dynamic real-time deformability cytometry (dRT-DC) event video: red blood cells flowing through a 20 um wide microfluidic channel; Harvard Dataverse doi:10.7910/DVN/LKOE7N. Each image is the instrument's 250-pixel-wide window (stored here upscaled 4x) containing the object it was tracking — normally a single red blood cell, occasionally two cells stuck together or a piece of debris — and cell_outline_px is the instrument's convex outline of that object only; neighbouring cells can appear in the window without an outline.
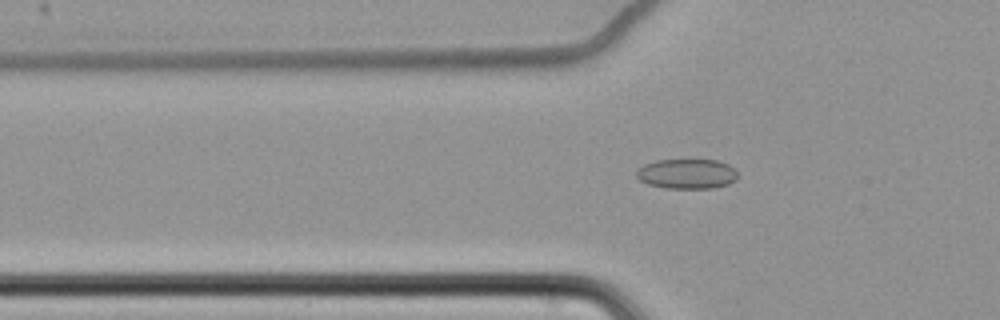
{"species": "common noctule bat (a hibernating species)", "species_latin": "Nyctalus noctula", "temperature_condition": "cold", "stored_images_in_passage": 65, "camera_frame_rate_fps": 3000, "um_per_image_px": 0.085, "animal": {"sex": "female", "body_mass_g": 22.7, "forearm_length_mm": 54.2}, "frame": {"image": 1, "passage_image": 25, "time_ms": 8.0, "image_size_px": [1000, 320], "cell_outline_px": [[736, 180], [728, 184], [712, 188], [668, 188], [648, 184], [640, 180], [636, 176], [636, 168], [644, 164], [656, 160], [716, 160], [728, 164], [736, 172]], "centroid_in_image_um": [58.35, 14.77], "position_along_channel_um": 67.5, "area_um2": 17.57}}
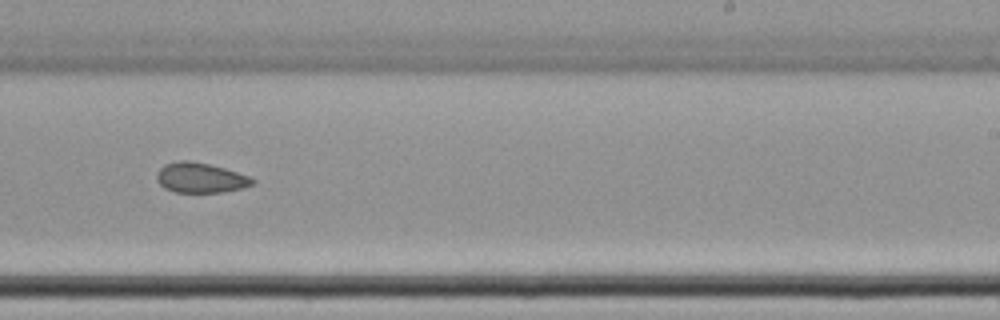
{"frame": {"image": 2, "passage_image": 43, "time_ms": 14.0, "image_size_px": [1000, 320], "cell_outline_px": [[256, 184], [244, 188], [224, 192], [172, 192], [164, 188], [156, 180], [156, 172], [164, 164], [180, 160], [188, 160], [208, 164], [224, 168], [248, 176], [256, 180]], "centroid_in_image_um": [17.03, 15.12], "position_along_channel_um": 272.0, "area_um2": 16.94}}
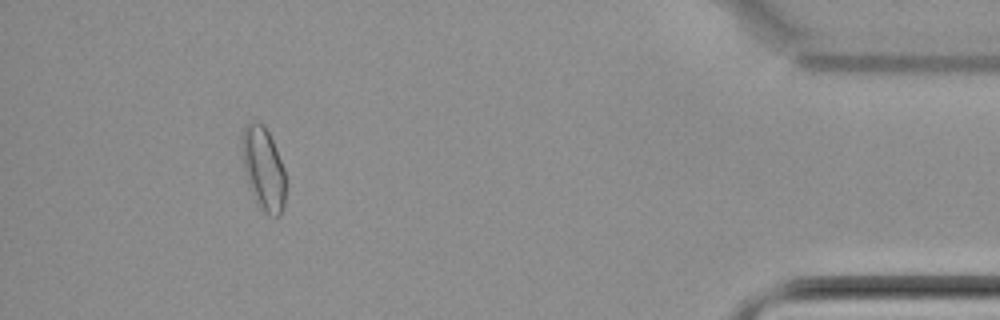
{"frame": {"image": 3, "passage_image": 60, "time_ms": 19.667, "image_size_px": [1000, 320], "cell_outline_px": [[284, 208], [280, 216], [268, 216], [256, 204], [244, 172], [240, 148], [240, 136], [244, 128], [252, 120], [264, 124], [272, 140], [284, 168]], "centroid_in_image_um": [22.35, 14.33], "position_along_channel_um": 412.9, "area_um2": 21.44}}